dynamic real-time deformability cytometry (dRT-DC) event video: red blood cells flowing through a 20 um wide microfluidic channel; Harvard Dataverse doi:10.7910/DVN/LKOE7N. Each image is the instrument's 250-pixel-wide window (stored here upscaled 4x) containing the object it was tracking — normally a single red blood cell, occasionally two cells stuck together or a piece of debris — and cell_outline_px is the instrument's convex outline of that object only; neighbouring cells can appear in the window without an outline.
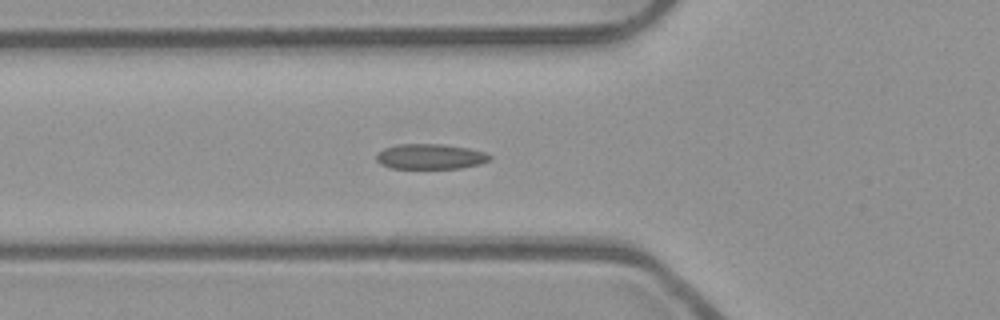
{"species": "common noctule bat (a hibernating species)", "species_latin": "Nyctalus noctula", "temperature_condition": "room temperature", "stored_images_in_passage": 12, "camera_frame_rate_fps": 3000, "um_per_image_px": 0.085, "animal": {"sex": "male", "body_mass_g": 23.1, "forearm_length_mm": 52.7}, "frame": {"image": 1, "passage_image": 9, "time_ms": 2.667, "image_size_px": [1000, 320], "cell_outline_px": [[492, 156], [488, 160], [480, 164], [460, 168], [392, 168], [380, 164], [376, 160], [376, 156], [384, 148], [396, 144], [444, 144], [468, 148], [484, 152]], "centroid_in_image_um": [36.56, 13.3], "position_along_channel_um": 89.2, "area_um2": 16.59}}